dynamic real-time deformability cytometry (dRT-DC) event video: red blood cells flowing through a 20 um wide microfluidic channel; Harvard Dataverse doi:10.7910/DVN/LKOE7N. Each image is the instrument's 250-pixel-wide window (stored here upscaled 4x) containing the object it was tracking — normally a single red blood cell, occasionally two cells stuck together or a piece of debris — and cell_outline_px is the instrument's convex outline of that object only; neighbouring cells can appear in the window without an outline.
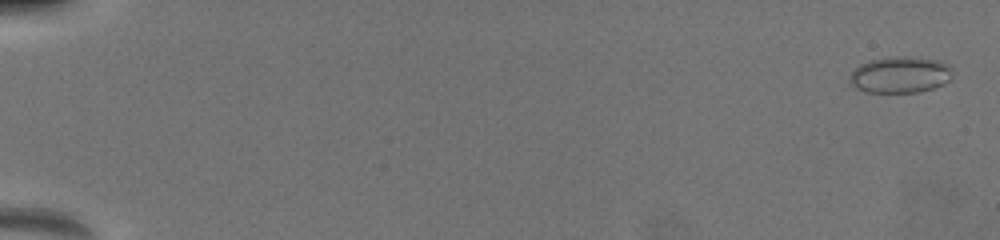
{"species": "common noctule bat (a hibernating species)", "species_latin": "Nyctalus noctula", "temperature_condition": "warm", "stored_images_in_passage": 52, "camera_frame_rate_fps": 3000, "um_per_image_px": 0.085, "animal": {"sex": "female", "body_mass_g": 19.5, "forearm_length_mm": 54.1}, "frame": {"image": 1, "passage_image": 2, "time_ms": 0.333, "image_size_px": [1000, 240], "cell_outline_px": [[952, 76], [944, 84], [920, 92], [864, 92], [856, 88], [848, 80], [852, 72], [860, 64], [872, 60], [896, 56], [904, 56], [936, 60], [948, 64]], "centroid_in_image_um": [76.5, 6.36], "position_along_channel_um": 8.5, "area_um2": 21.56}}
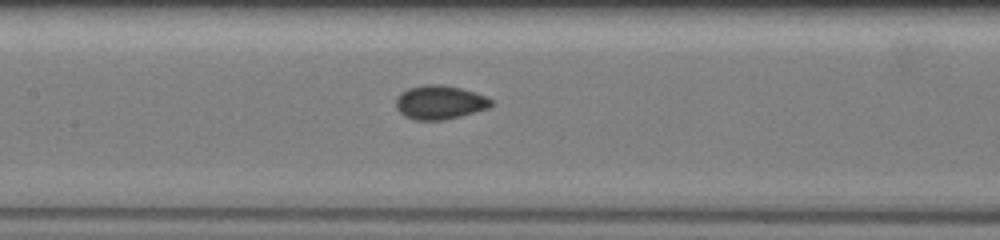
{"frame": {"image": 2, "passage_image": 26, "time_ms": 9.333, "image_size_px": [1000, 240], "cell_outline_px": [[492, 104], [488, 108], [460, 116], [444, 120], [416, 120], [404, 116], [396, 108], [396, 100], [408, 88], [424, 84], [444, 84], [460, 88], [484, 96], [492, 100]], "centroid_in_image_um": [37.37, 8.7], "position_along_channel_um": 170.0, "area_um2": 18.55}}
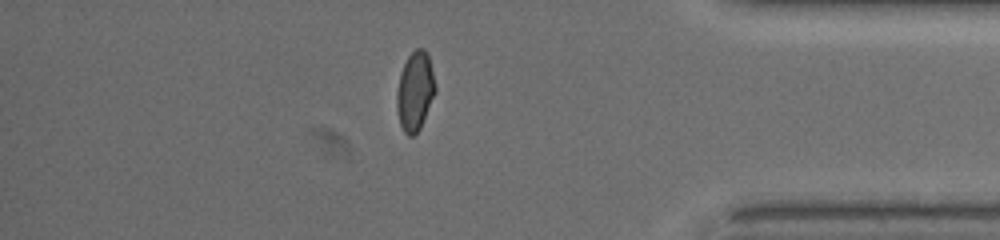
{"frame": {"image": 3, "passage_image": 45, "time_ms": 15.667, "image_size_px": [1000, 240], "cell_outline_px": [[436, 92], [420, 128], [412, 136], [408, 136], [404, 132], [400, 124], [396, 108], [396, 92], [400, 72], [408, 56], [416, 48], [424, 48], [428, 56], [436, 88]], "centroid_in_image_um": [35.26, 7.76], "position_along_channel_um": 399.9, "area_um2": 17.69}, "authors_computed_cell_mechanics": {"area_um2": 18.1203, "velocity_mm_per_s": 4.0034, "shape_relaxation_time_tau1_ms": null, "shape_relaxation_time_tau2_ms": 0.7843, "deformation_change_tau1": null, "deformation_change_tau2": 0.0337}}